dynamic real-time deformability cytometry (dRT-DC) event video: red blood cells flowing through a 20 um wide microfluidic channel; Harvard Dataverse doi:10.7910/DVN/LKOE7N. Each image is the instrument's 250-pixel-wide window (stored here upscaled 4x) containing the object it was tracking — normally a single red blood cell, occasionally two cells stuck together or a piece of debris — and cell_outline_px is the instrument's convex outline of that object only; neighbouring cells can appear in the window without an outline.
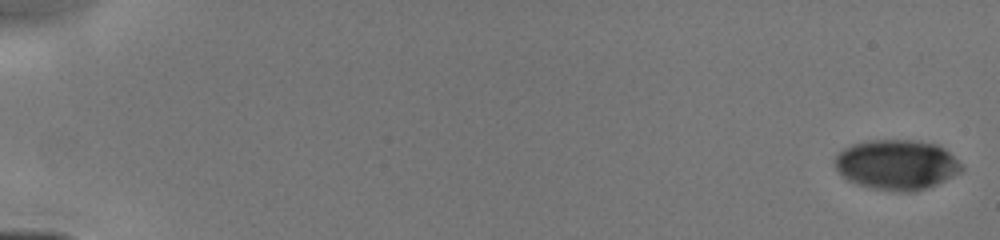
{"species": "human", "species_latin": "Homo sapiens", "temperature_condition": "cold", "stored_images_in_passage": 33, "camera_frame_rate_fps": 3000, "um_per_image_px": 0.085, "donor": {"sex": "male"}, "frame": {"image": 1, "passage_image": 1, "time_ms": 0.0, "image_size_px": [1000, 240], "cell_outline_px": [[960, 172], [928, 188], [916, 192], [896, 192], [868, 188], [856, 184], [848, 180], [836, 168], [836, 156], [844, 148], [852, 144], [868, 140], [912, 140], [936, 144], [948, 152], [960, 164]], "centroid_in_image_um": [76.19, 14.02], "position_along_channel_um": 8.8, "area_um2": 36.7}}
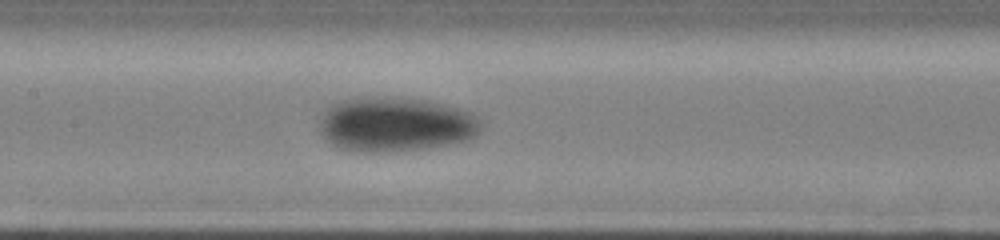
{"frame": {"image": 2, "passage_image": 14, "time_ms": 8.0, "image_size_px": [1000, 240], "cell_outline_px": [[484, 128], [476, 136], [468, 140], [448, 144], [420, 148], [376, 152], [364, 152], [340, 148], [328, 140], [324, 136], [320, 124], [320, 116], [332, 104], [352, 96], [380, 96], [428, 100], [460, 108], [472, 112], [480, 120]], "centroid_in_image_um": [33.66, 10.53], "position_along_channel_um": 173.7, "area_um2": 51.5}}
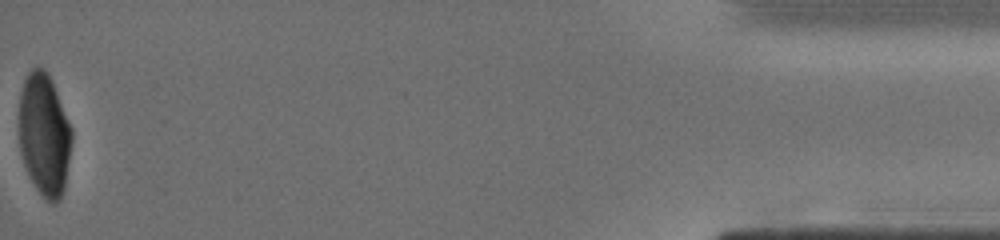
{"frame": {"image": 3, "passage_image": 33, "time_ms": 15.667, "image_size_px": [1000, 240], "cell_outline_px": [[72, 140], [64, 188], [60, 200], [56, 204], [52, 204], [36, 188], [24, 164], [20, 152], [20, 96], [24, 80], [28, 72], [32, 68], [44, 68], [48, 72], [52, 80], [72, 128]], "centroid_in_image_um": [3.78, 11.43], "position_along_channel_um": 431.4, "area_um2": 37.4}}